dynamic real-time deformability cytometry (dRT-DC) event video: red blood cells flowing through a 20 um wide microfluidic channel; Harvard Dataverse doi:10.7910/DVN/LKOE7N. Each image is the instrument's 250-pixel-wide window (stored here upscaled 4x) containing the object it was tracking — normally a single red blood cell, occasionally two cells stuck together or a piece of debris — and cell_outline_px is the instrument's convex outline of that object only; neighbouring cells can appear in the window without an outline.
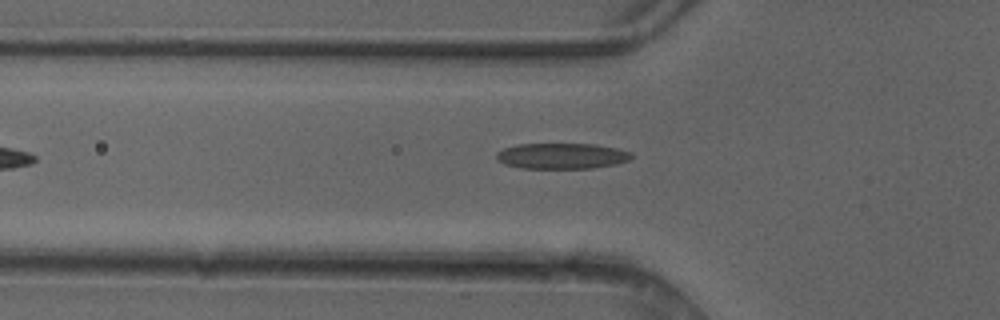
{"species": "common noctule bat (a hibernating species)", "species_latin": "Nyctalus noctula", "temperature_condition": "cold", "stored_images_in_passage": 3, "camera_frame_rate_fps": 3000, "um_per_image_px": 0.085, "animal": {"sex": "female"}, "frame": {"image": 1, "passage_image": 3, "time_ms": 0.667, "image_size_px": [1000, 320], "cell_outline_px": [[632, 156], [628, 160], [616, 164], [592, 168], [520, 168], [504, 164], [496, 160], [496, 152], [504, 148], [516, 144], [596, 144], [616, 148], [632, 152]], "centroid_in_image_um": [47.72, 13.25], "position_along_channel_um": 78.1, "area_um2": 20.35}}